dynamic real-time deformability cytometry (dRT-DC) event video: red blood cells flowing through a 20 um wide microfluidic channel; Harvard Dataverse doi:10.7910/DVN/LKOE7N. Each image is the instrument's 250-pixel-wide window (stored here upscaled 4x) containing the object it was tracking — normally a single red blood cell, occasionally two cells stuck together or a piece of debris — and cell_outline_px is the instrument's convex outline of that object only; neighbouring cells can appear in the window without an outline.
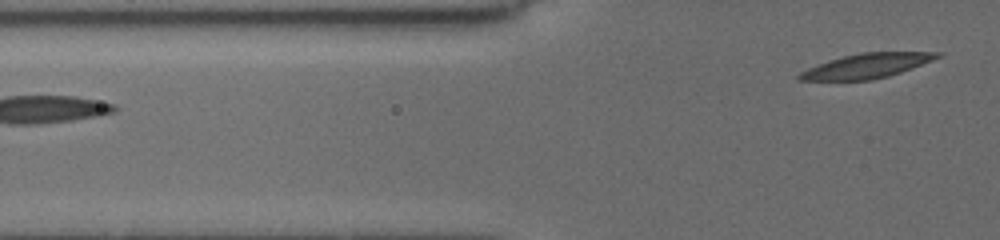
{"species": "common noctule bat (a hibernating species)", "species_latin": "Nyctalus noctula", "temperature_condition": "cold", "stored_images_in_passage": 3, "segment_of_instrument_passage": [2, 2], "camera_frame_rate_fps": 3000, "um_per_image_px": 0.085, "animal": {"sex": "female", "body_mass_g": 19.5, "forearm_length_mm": 54.1}, "frame": {"image": 1, "passage_image": 3, "time_ms": 1.333, "image_size_px": [1000, 240], "cell_outline_px": [[940, 56], [900, 72], [888, 76], [872, 80], [796, 80], [796, 76], [800, 72], [808, 68], [844, 56], [864, 52], [940, 52]], "centroid_in_image_um": [73.61, 5.61], "position_along_channel_um": 52.2, "area_um2": 19.19}}